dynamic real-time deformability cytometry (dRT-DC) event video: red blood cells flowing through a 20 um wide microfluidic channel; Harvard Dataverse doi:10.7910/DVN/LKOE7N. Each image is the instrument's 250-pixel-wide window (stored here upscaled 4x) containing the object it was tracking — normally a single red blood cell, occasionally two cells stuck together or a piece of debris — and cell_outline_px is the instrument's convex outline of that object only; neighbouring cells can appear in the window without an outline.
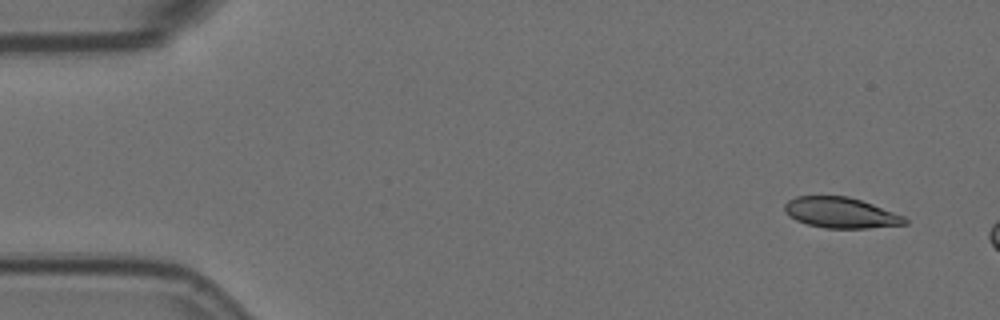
{"species": "Egyptian fruit bat (a non-hibernating species)", "species_latin": "Rousettus aegyptiacus", "temperature_condition": "room temperature", "stored_images_in_passage": 3, "camera_frame_rate_fps": 3000, "um_per_image_px": 0.085, "animal": {"sex": "female"}, "frame": {"image": 1, "passage_image": 1, "time_ms": 0.0, "image_size_px": [1000, 320], "cell_outline_px": [[908, 224], [868, 228], [824, 228], [808, 224], [796, 220], [788, 216], [784, 212], [784, 204], [788, 200], [796, 196], [848, 196], [872, 204], [904, 216], [908, 220]], "centroid_in_image_um": [71.44, 18.08], "position_along_channel_um": 13.6, "area_um2": 21.5}}